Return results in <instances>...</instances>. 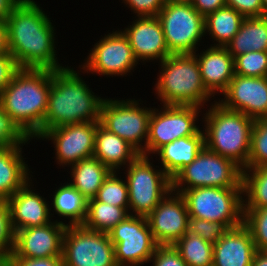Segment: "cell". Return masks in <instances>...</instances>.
Wrapping results in <instances>:
<instances>
[{"mask_svg": "<svg viewBox=\"0 0 267 266\" xmlns=\"http://www.w3.org/2000/svg\"><path fill=\"white\" fill-rule=\"evenodd\" d=\"M107 233L117 266H141L149 262L158 246L146 217L130 214Z\"/></svg>", "mask_w": 267, "mask_h": 266, "instance_id": "obj_12", "label": "cell"}, {"mask_svg": "<svg viewBox=\"0 0 267 266\" xmlns=\"http://www.w3.org/2000/svg\"><path fill=\"white\" fill-rule=\"evenodd\" d=\"M203 118L205 147L244 169L249 159L254 120L239 111L224 108L217 101Z\"/></svg>", "mask_w": 267, "mask_h": 266, "instance_id": "obj_4", "label": "cell"}, {"mask_svg": "<svg viewBox=\"0 0 267 266\" xmlns=\"http://www.w3.org/2000/svg\"><path fill=\"white\" fill-rule=\"evenodd\" d=\"M192 6L204 17L226 6V0H193Z\"/></svg>", "mask_w": 267, "mask_h": 266, "instance_id": "obj_45", "label": "cell"}, {"mask_svg": "<svg viewBox=\"0 0 267 266\" xmlns=\"http://www.w3.org/2000/svg\"><path fill=\"white\" fill-rule=\"evenodd\" d=\"M90 51L81 65L86 73L125 76L138 64L127 36L119 29L102 36Z\"/></svg>", "mask_w": 267, "mask_h": 266, "instance_id": "obj_14", "label": "cell"}, {"mask_svg": "<svg viewBox=\"0 0 267 266\" xmlns=\"http://www.w3.org/2000/svg\"><path fill=\"white\" fill-rule=\"evenodd\" d=\"M228 230L229 228L222 222L190 217L188 219L187 233L195 234L212 244L217 243Z\"/></svg>", "mask_w": 267, "mask_h": 266, "instance_id": "obj_38", "label": "cell"}, {"mask_svg": "<svg viewBox=\"0 0 267 266\" xmlns=\"http://www.w3.org/2000/svg\"><path fill=\"white\" fill-rule=\"evenodd\" d=\"M63 266H117L114 245L107 232L83 225L66 227L62 248Z\"/></svg>", "mask_w": 267, "mask_h": 266, "instance_id": "obj_11", "label": "cell"}, {"mask_svg": "<svg viewBox=\"0 0 267 266\" xmlns=\"http://www.w3.org/2000/svg\"><path fill=\"white\" fill-rule=\"evenodd\" d=\"M201 108L182 105H163L160 109L153 108L145 156L155 154L161 147L176 139L196 135L201 130L196 125Z\"/></svg>", "mask_w": 267, "mask_h": 266, "instance_id": "obj_13", "label": "cell"}, {"mask_svg": "<svg viewBox=\"0 0 267 266\" xmlns=\"http://www.w3.org/2000/svg\"><path fill=\"white\" fill-rule=\"evenodd\" d=\"M22 153L21 146L0 149V199L10 198L31 180Z\"/></svg>", "mask_w": 267, "mask_h": 266, "instance_id": "obj_25", "label": "cell"}, {"mask_svg": "<svg viewBox=\"0 0 267 266\" xmlns=\"http://www.w3.org/2000/svg\"><path fill=\"white\" fill-rule=\"evenodd\" d=\"M9 53L7 24L5 21H0V55Z\"/></svg>", "mask_w": 267, "mask_h": 266, "instance_id": "obj_47", "label": "cell"}, {"mask_svg": "<svg viewBox=\"0 0 267 266\" xmlns=\"http://www.w3.org/2000/svg\"><path fill=\"white\" fill-rule=\"evenodd\" d=\"M234 72L245 77H267V51H252L235 57Z\"/></svg>", "mask_w": 267, "mask_h": 266, "instance_id": "obj_35", "label": "cell"}, {"mask_svg": "<svg viewBox=\"0 0 267 266\" xmlns=\"http://www.w3.org/2000/svg\"><path fill=\"white\" fill-rule=\"evenodd\" d=\"M242 184L244 209L267 207V165L243 169Z\"/></svg>", "mask_w": 267, "mask_h": 266, "instance_id": "obj_31", "label": "cell"}, {"mask_svg": "<svg viewBox=\"0 0 267 266\" xmlns=\"http://www.w3.org/2000/svg\"><path fill=\"white\" fill-rule=\"evenodd\" d=\"M70 168L72 180L69 183L79 191L86 200L96 196L104 179L111 172L107 166L94 157L80 160L70 165Z\"/></svg>", "mask_w": 267, "mask_h": 266, "instance_id": "obj_27", "label": "cell"}, {"mask_svg": "<svg viewBox=\"0 0 267 266\" xmlns=\"http://www.w3.org/2000/svg\"><path fill=\"white\" fill-rule=\"evenodd\" d=\"M226 49L234 58L247 52L267 51V16L245 18Z\"/></svg>", "mask_w": 267, "mask_h": 266, "instance_id": "obj_26", "label": "cell"}, {"mask_svg": "<svg viewBox=\"0 0 267 266\" xmlns=\"http://www.w3.org/2000/svg\"><path fill=\"white\" fill-rule=\"evenodd\" d=\"M166 2H173V3H192L193 0H165Z\"/></svg>", "mask_w": 267, "mask_h": 266, "instance_id": "obj_50", "label": "cell"}, {"mask_svg": "<svg viewBox=\"0 0 267 266\" xmlns=\"http://www.w3.org/2000/svg\"><path fill=\"white\" fill-rule=\"evenodd\" d=\"M202 53H193L200 67L202 81L206 89L213 95L223 93L235 75L234 57L226 47L212 46Z\"/></svg>", "mask_w": 267, "mask_h": 266, "instance_id": "obj_22", "label": "cell"}, {"mask_svg": "<svg viewBox=\"0 0 267 266\" xmlns=\"http://www.w3.org/2000/svg\"><path fill=\"white\" fill-rule=\"evenodd\" d=\"M105 98L97 97L80 73L71 67L53 70L52 84L39 137L47 130L68 124L100 120Z\"/></svg>", "mask_w": 267, "mask_h": 266, "instance_id": "obj_2", "label": "cell"}, {"mask_svg": "<svg viewBox=\"0 0 267 266\" xmlns=\"http://www.w3.org/2000/svg\"><path fill=\"white\" fill-rule=\"evenodd\" d=\"M10 255H0V266H9Z\"/></svg>", "mask_w": 267, "mask_h": 266, "instance_id": "obj_49", "label": "cell"}, {"mask_svg": "<svg viewBox=\"0 0 267 266\" xmlns=\"http://www.w3.org/2000/svg\"><path fill=\"white\" fill-rule=\"evenodd\" d=\"M245 18L232 7L224 6L205 17V33L216 41L213 46L226 47L239 31ZM218 42V43H217Z\"/></svg>", "mask_w": 267, "mask_h": 266, "instance_id": "obj_28", "label": "cell"}, {"mask_svg": "<svg viewBox=\"0 0 267 266\" xmlns=\"http://www.w3.org/2000/svg\"><path fill=\"white\" fill-rule=\"evenodd\" d=\"M226 6L232 7L244 18L264 16L261 0H226Z\"/></svg>", "mask_w": 267, "mask_h": 266, "instance_id": "obj_42", "label": "cell"}, {"mask_svg": "<svg viewBox=\"0 0 267 266\" xmlns=\"http://www.w3.org/2000/svg\"><path fill=\"white\" fill-rule=\"evenodd\" d=\"M267 165V118L255 120L251 130L250 152L247 166L257 168Z\"/></svg>", "mask_w": 267, "mask_h": 266, "instance_id": "obj_34", "label": "cell"}, {"mask_svg": "<svg viewBox=\"0 0 267 266\" xmlns=\"http://www.w3.org/2000/svg\"><path fill=\"white\" fill-rule=\"evenodd\" d=\"M14 235L7 199H0V255L12 253Z\"/></svg>", "mask_w": 267, "mask_h": 266, "instance_id": "obj_39", "label": "cell"}, {"mask_svg": "<svg viewBox=\"0 0 267 266\" xmlns=\"http://www.w3.org/2000/svg\"><path fill=\"white\" fill-rule=\"evenodd\" d=\"M180 195L190 218L222 222L229 229L243 224V188L196 187Z\"/></svg>", "mask_w": 267, "mask_h": 266, "instance_id": "obj_7", "label": "cell"}, {"mask_svg": "<svg viewBox=\"0 0 267 266\" xmlns=\"http://www.w3.org/2000/svg\"><path fill=\"white\" fill-rule=\"evenodd\" d=\"M52 72L50 69L20 68L0 93L2 108L30 139H39Z\"/></svg>", "mask_w": 267, "mask_h": 266, "instance_id": "obj_3", "label": "cell"}, {"mask_svg": "<svg viewBox=\"0 0 267 266\" xmlns=\"http://www.w3.org/2000/svg\"><path fill=\"white\" fill-rule=\"evenodd\" d=\"M9 266H63L62 256L46 258L9 257Z\"/></svg>", "mask_w": 267, "mask_h": 266, "instance_id": "obj_44", "label": "cell"}, {"mask_svg": "<svg viewBox=\"0 0 267 266\" xmlns=\"http://www.w3.org/2000/svg\"><path fill=\"white\" fill-rule=\"evenodd\" d=\"M126 167L129 214L147 217L172 190V179L142 154Z\"/></svg>", "mask_w": 267, "mask_h": 266, "instance_id": "obj_8", "label": "cell"}, {"mask_svg": "<svg viewBox=\"0 0 267 266\" xmlns=\"http://www.w3.org/2000/svg\"><path fill=\"white\" fill-rule=\"evenodd\" d=\"M149 262L153 266H188L173 245H158Z\"/></svg>", "mask_w": 267, "mask_h": 266, "instance_id": "obj_40", "label": "cell"}, {"mask_svg": "<svg viewBox=\"0 0 267 266\" xmlns=\"http://www.w3.org/2000/svg\"><path fill=\"white\" fill-rule=\"evenodd\" d=\"M205 146L204 131L196 135L179 138L161 147L155 154L161 160L164 172L173 179L186 165L192 163Z\"/></svg>", "mask_w": 267, "mask_h": 266, "instance_id": "obj_24", "label": "cell"}, {"mask_svg": "<svg viewBox=\"0 0 267 266\" xmlns=\"http://www.w3.org/2000/svg\"><path fill=\"white\" fill-rule=\"evenodd\" d=\"M243 169L205 146L194 161L172 179V191L181 194L196 187L243 188Z\"/></svg>", "mask_w": 267, "mask_h": 266, "instance_id": "obj_6", "label": "cell"}, {"mask_svg": "<svg viewBox=\"0 0 267 266\" xmlns=\"http://www.w3.org/2000/svg\"><path fill=\"white\" fill-rule=\"evenodd\" d=\"M264 9V16H267V0H261Z\"/></svg>", "mask_w": 267, "mask_h": 266, "instance_id": "obj_51", "label": "cell"}, {"mask_svg": "<svg viewBox=\"0 0 267 266\" xmlns=\"http://www.w3.org/2000/svg\"><path fill=\"white\" fill-rule=\"evenodd\" d=\"M251 266H267V251L257 250Z\"/></svg>", "mask_w": 267, "mask_h": 266, "instance_id": "obj_48", "label": "cell"}, {"mask_svg": "<svg viewBox=\"0 0 267 266\" xmlns=\"http://www.w3.org/2000/svg\"><path fill=\"white\" fill-rule=\"evenodd\" d=\"M52 197L53 210L58 216L69 219L68 226L84 223L87 200L70 183L57 188Z\"/></svg>", "mask_w": 267, "mask_h": 266, "instance_id": "obj_29", "label": "cell"}, {"mask_svg": "<svg viewBox=\"0 0 267 266\" xmlns=\"http://www.w3.org/2000/svg\"><path fill=\"white\" fill-rule=\"evenodd\" d=\"M129 215V208L113 206L92 198L87 200L86 218L82 225L93 231L109 232Z\"/></svg>", "mask_w": 267, "mask_h": 266, "instance_id": "obj_30", "label": "cell"}, {"mask_svg": "<svg viewBox=\"0 0 267 266\" xmlns=\"http://www.w3.org/2000/svg\"><path fill=\"white\" fill-rule=\"evenodd\" d=\"M157 17L171 54H192L198 50V42L206 35L205 17L192 4L166 2Z\"/></svg>", "mask_w": 267, "mask_h": 266, "instance_id": "obj_10", "label": "cell"}, {"mask_svg": "<svg viewBox=\"0 0 267 266\" xmlns=\"http://www.w3.org/2000/svg\"><path fill=\"white\" fill-rule=\"evenodd\" d=\"M50 19L34 0H21L6 18L8 49L19 68L64 67L56 57V33Z\"/></svg>", "mask_w": 267, "mask_h": 266, "instance_id": "obj_1", "label": "cell"}, {"mask_svg": "<svg viewBox=\"0 0 267 266\" xmlns=\"http://www.w3.org/2000/svg\"><path fill=\"white\" fill-rule=\"evenodd\" d=\"M118 174L119 171H111L94 198L102 203L129 208L127 183Z\"/></svg>", "mask_w": 267, "mask_h": 266, "instance_id": "obj_33", "label": "cell"}, {"mask_svg": "<svg viewBox=\"0 0 267 266\" xmlns=\"http://www.w3.org/2000/svg\"><path fill=\"white\" fill-rule=\"evenodd\" d=\"M160 66L154 89L163 105L204 107L209 98L214 97L203 84L199 63L193 53L170 54Z\"/></svg>", "mask_w": 267, "mask_h": 266, "instance_id": "obj_5", "label": "cell"}, {"mask_svg": "<svg viewBox=\"0 0 267 266\" xmlns=\"http://www.w3.org/2000/svg\"><path fill=\"white\" fill-rule=\"evenodd\" d=\"M67 224L52 221L15 231L14 246L9 257L46 258L62 256L63 235Z\"/></svg>", "mask_w": 267, "mask_h": 266, "instance_id": "obj_18", "label": "cell"}, {"mask_svg": "<svg viewBox=\"0 0 267 266\" xmlns=\"http://www.w3.org/2000/svg\"><path fill=\"white\" fill-rule=\"evenodd\" d=\"M188 266H213V244L186 233L174 245Z\"/></svg>", "mask_w": 267, "mask_h": 266, "instance_id": "obj_32", "label": "cell"}, {"mask_svg": "<svg viewBox=\"0 0 267 266\" xmlns=\"http://www.w3.org/2000/svg\"><path fill=\"white\" fill-rule=\"evenodd\" d=\"M30 180L24 187L17 190L7 203L10 210L11 225L15 231L43 226L51 221V209L48 202L39 193H35Z\"/></svg>", "mask_w": 267, "mask_h": 266, "instance_id": "obj_20", "label": "cell"}, {"mask_svg": "<svg viewBox=\"0 0 267 266\" xmlns=\"http://www.w3.org/2000/svg\"><path fill=\"white\" fill-rule=\"evenodd\" d=\"M243 224L248 228L257 250H267V207L244 209Z\"/></svg>", "mask_w": 267, "mask_h": 266, "instance_id": "obj_36", "label": "cell"}, {"mask_svg": "<svg viewBox=\"0 0 267 266\" xmlns=\"http://www.w3.org/2000/svg\"><path fill=\"white\" fill-rule=\"evenodd\" d=\"M128 38L136 60L163 61L171 53L166 45L162 24L157 16L138 17L122 31Z\"/></svg>", "mask_w": 267, "mask_h": 266, "instance_id": "obj_19", "label": "cell"}, {"mask_svg": "<svg viewBox=\"0 0 267 266\" xmlns=\"http://www.w3.org/2000/svg\"><path fill=\"white\" fill-rule=\"evenodd\" d=\"M219 99L224 108L239 111L251 119L267 118V77H245L235 74Z\"/></svg>", "mask_w": 267, "mask_h": 266, "instance_id": "obj_17", "label": "cell"}, {"mask_svg": "<svg viewBox=\"0 0 267 266\" xmlns=\"http://www.w3.org/2000/svg\"><path fill=\"white\" fill-rule=\"evenodd\" d=\"M139 101L135 99H126V101L104 99L101 105L99 123L108 131L127 141L140 154L145 155L153 108H145V106L143 108Z\"/></svg>", "mask_w": 267, "mask_h": 266, "instance_id": "obj_9", "label": "cell"}, {"mask_svg": "<svg viewBox=\"0 0 267 266\" xmlns=\"http://www.w3.org/2000/svg\"><path fill=\"white\" fill-rule=\"evenodd\" d=\"M99 121L68 124L45 131L39 138L52 140L57 164L68 167L93 157ZM50 138V139H49Z\"/></svg>", "mask_w": 267, "mask_h": 266, "instance_id": "obj_15", "label": "cell"}, {"mask_svg": "<svg viewBox=\"0 0 267 266\" xmlns=\"http://www.w3.org/2000/svg\"><path fill=\"white\" fill-rule=\"evenodd\" d=\"M20 1L21 0H0V21H6V18Z\"/></svg>", "mask_w": 267, "mask_h": 266, "instance_id": "obj_46", "label": "cell"}, {"mask_svg": "<svg viewBox=\"0 0 267 266\" xmlns=\"http://www.w3.org/2000/svg\"><path fill=\"white\" fill-rule=\"evenodd\" d=\"M257 249L248 228H230L213 244V266H251Z\"/></svg>", "mask_w": 267, "mask_h": 266, "instance_id": "obj_21", "label": "cell"}, {"mask_svg": "<svg viewBox=\"0 0 267 266\" xmlns=\"http://www.w3.org/2000/svg\"><path fill=\"white\" fill-rule=\"evenodd\" d=\"M146 218L158 245H174L187 233L189 213L186 202L172 190Z\"/></svg>", "mask_w": 267, "mask_h": 266, "instance_id": "obj_16", "label": "cell"}, {"mask_svg": "<svg viewBox=\"0 0 267 266\" xmlns=\"http://www.w3.org/2000/svg\"><path fill=\"white\" fill-rule=\"evenodd\" d=\"M124 4L131 8L136 17L158 16L165 6V0H123Z\"/></svg>", "mask_w": 267, "mask_h": 266, "instance_id": "obj_41", "label": "cell"}, {"mask_svg": "<svg viewBox=\"0 0 267 266\" xmlns=\"http://www.w3.org/2000/svg\"><path fill=\"white\" fill-rule=\"evenodd\" d=\"M31 139L19 128L0 104V149L22 146Z\"/></svg>", "mask_w": 267, "mask_h": 266, "instance_id": "obj_37", "label": "cell"}, {"mask_svg": "<svg viewBox=\"0 0 267 266\" xmlns=\"http://www.w3.org/2000/svg\"><path fill=\"white\" fill-rule=\"evenodd\" d=\"M19 69L17 62L10 52L0 55V93L12 81V78Z\"/></svg>", "mask_w": 267, "mask_h": 266, "instance_id": "obj_43", "label": "cell"}, {"mask_svg": "<svg viewBox=\"0 0 267 266\" xmlns=\"http://www.w3.org/2000/svg\"><path fill=\"white\" fill-rule=\"evenodd\" d=\"M139 154L123 138L108 131L100 123L97 124L93 157L97 158L111 171H120L123 165L128 166Z\"/></svg>", "mask_w": 267, "mask_h": 266, "instance_id": "obj_23", "label": "cell"}]
</instances>
